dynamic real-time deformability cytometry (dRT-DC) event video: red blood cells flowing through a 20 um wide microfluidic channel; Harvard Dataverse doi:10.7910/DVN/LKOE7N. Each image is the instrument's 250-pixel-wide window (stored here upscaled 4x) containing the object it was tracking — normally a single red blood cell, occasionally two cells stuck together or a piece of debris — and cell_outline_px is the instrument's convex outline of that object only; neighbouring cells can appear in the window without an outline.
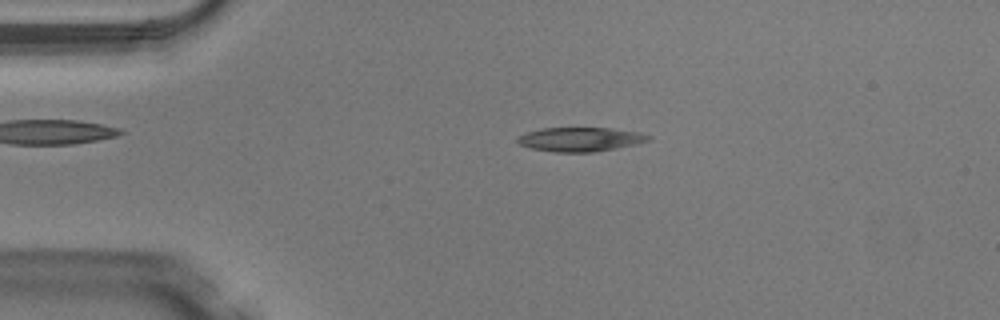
{"species": "Egyptian fruit bat (a non-hibernating species)", "species_latin": "Rousettus aegyptiacus", "temperature_condition": "warm", "stored_images_in_passage": 40, "camera_frame_rate_fps": 3000, "um_per_image_px": 0.085, "animal": {"sex": "male"}, "frame": {"image": 1, "passage_image": 2, "time_ms": 0.333, "image_size_px": [1000, 320], "cell_outline_px": [[652, 136], [648, 140], [636, 144], [592, 152], [556, 152], [532, 148], [520, 144], [516, 140], [520, 136], [528, 132], [544, 128], [608, 128], [640, 132]], "centroid_in_image_um": [49.35, 11.84], "position_along_channel_um": 35.7, "area_um2": 18.03}}
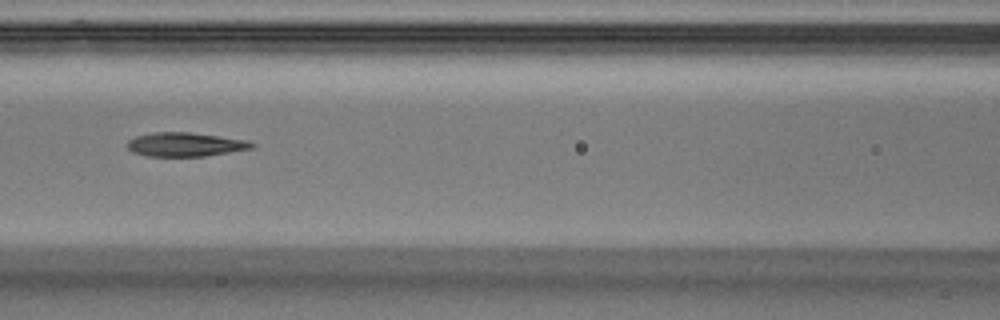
{"frame": {"image": 2, "passage_image": 13, "time_ms": 4.0, "image_size_px": [1000, 320], "cell_outline_px": [[256, 144], [252, 148], [204, 156], [148, 156], [132, 152], [128, 148], [128, 140], [136, 136], [152, 132], [188, 132], [248, 140]], "centroid_in_image_um": [15.73, 12.27], "position_along_channel_um": 150.9, "area_um2": 17.22}}
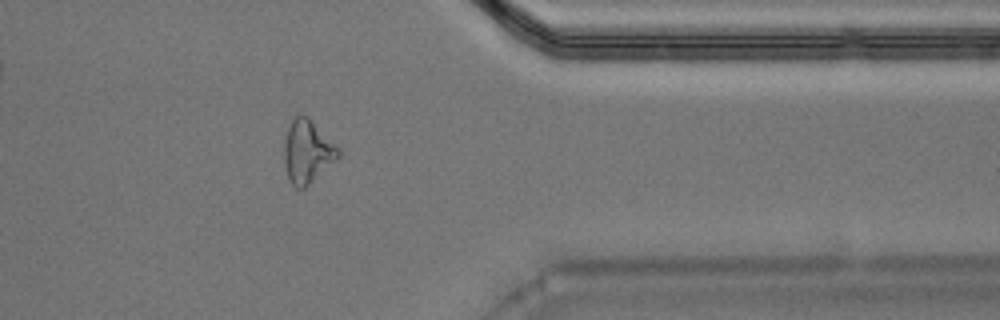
{"frame": {"image": 3, "passage_image": 31, "time_ms": 10.0, "image_size_px": [1000, 320], "cell_outline_px": [[340, 156], [304, 188], [296, 188], [288, 180], [284, 164], [284, 144], [288, 128], [292, 116], [308, 116], [340, 148]], "centroid_in_image_um": [26.11, 12.87], "position_along_channel_um": 385.3, "area_um2": 19.83}, "authors_computed_cell_mechanics": {"area_um2": 17.9758, "velocity_mm_per_s": 4.1322, "shape_relaxation_time_tau1_ms": 3.841, "shape_relaxation_time_tau2_ms": 3.1346, "deformation_change_tau1": 0.1895, "deformation_change_tau2": 0.1547}}